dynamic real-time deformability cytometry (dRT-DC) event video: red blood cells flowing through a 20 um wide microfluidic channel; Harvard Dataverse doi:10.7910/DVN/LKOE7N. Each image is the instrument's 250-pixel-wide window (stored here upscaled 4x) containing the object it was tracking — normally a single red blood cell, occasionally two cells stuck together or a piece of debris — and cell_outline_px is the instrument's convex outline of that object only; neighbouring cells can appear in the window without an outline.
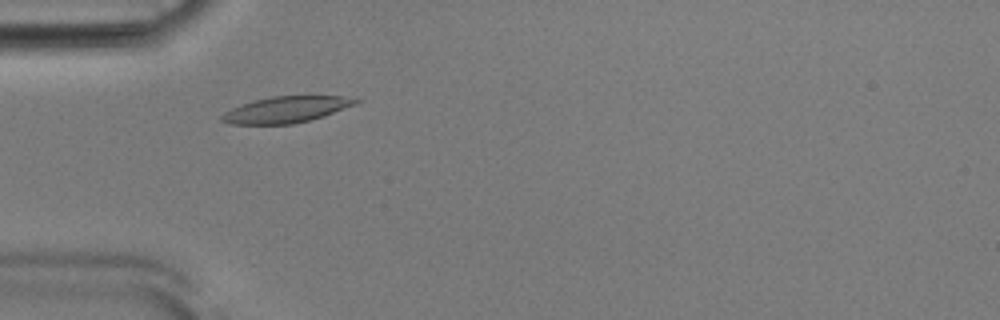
{"species": "Egyptian fruit bat (a non-hibernating species)", "species_latin": "Rousettus aegyptiacus", "temperature_condition": "room temperature", "stored_images_in_passage": 47, "camera_frame_rate_fps": 3000, "um_per_image_px": 0.085, "animal": {"sex": "male"}, "frame": {"image": 1, "passage_image": 10, "time_ms": 3.0, "image_size_px": [1000, 320], "cell_outline_px": [[364, 100], [356, 104], [308, 120], [292, 124], [232, 124], [220, 120], [220, 116], [224, 112], [232, 108], [256, 100], [272, 96], [340, 96]], "centroid_in_image_um": [24.3, 9.31], "position_along_channel_um": 60.7, "area_um2": 20.0}}
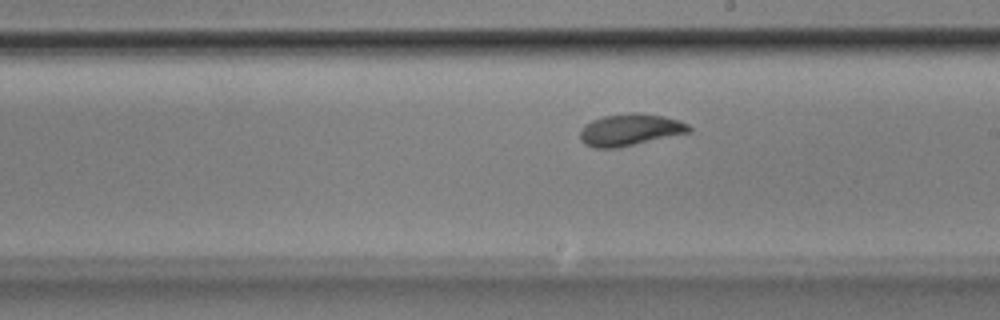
{"frame": {"image": 2, "passage_image": 24, "time_ms": 7.667, "image_size_px": [1000, 320], "cell_outline_px": [[692, 132], [616, 148], [596, 148], [584, 144], [580, 140], [580, 132], [584, 124], [592, 120], [604, 116], [632, 112], [640, 112], [664, 116], [680, 120], [688, 124], [692, 128]], "centroid_in_image_um": [53.57, 11.02], "position_along_channel_um": 235.4, "area_um2": 20.4}}
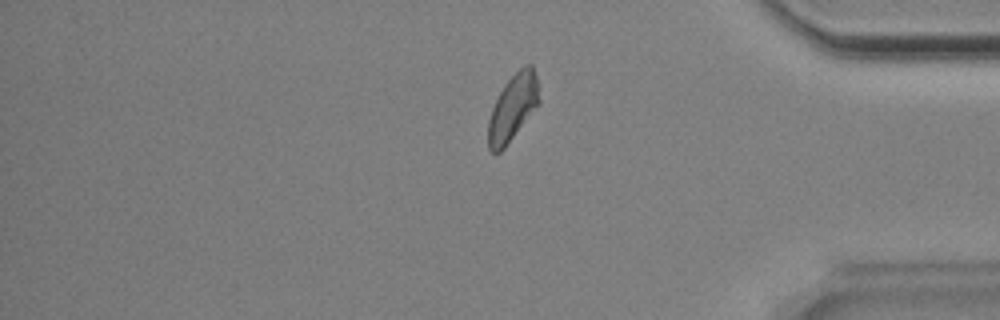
{"frame": {"image": 3, "passage_image": 38, "time_ms": 12.333, "image_size_px": [1000, 320], "cell_outline_px": [[540, 104], [504, 148], [500, 152], [492, 152], [488, 148], [488, 120], [492, 108], [504, 84], [520, 68], [528, 64], [532, 64], [536, 76], [540, 100]], "centroid_in_image_um": [43.6, 9.15], "position_along_channel_um": 391.6, "area_um2": 19.59}, "authors_computed_cell_mechanics": {"area_um2": 20.1722, "velocity_mm_per_s": 3.8191, "shape_relaxation_time_tau1_ms": 2.997, "shape_relaxation_time_tau2_ms": 1.1324, "deformation_change_tau1": 0.1057, "deformation_change_tau2": 0.0461}}